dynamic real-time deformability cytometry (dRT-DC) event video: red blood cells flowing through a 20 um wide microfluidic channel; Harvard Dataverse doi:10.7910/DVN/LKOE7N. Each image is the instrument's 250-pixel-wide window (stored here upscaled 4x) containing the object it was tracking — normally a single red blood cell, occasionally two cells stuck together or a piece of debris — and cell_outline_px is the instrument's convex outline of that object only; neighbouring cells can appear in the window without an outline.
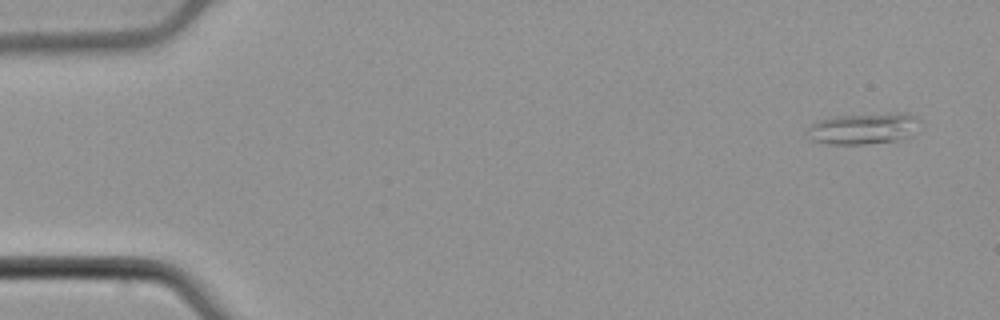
{"species": "common noctule bat (a hibernating species)", "species_latin": "Nyctalus noctula", "temperature_condition": "cold", "stored_images_in_passage": 11, "camera_frame_rate_fps": 3000, "um_per_image_px": 0.085, "animal": {"sex": "male", "body_mass_g": 21.5, "forearm_length_mm": 52.0}, "frame": {"image": 1, "passage_image": 1, "time_ms": 0.0, "image_size_px": [1000, 320], "cell_outline_px": [[920, 132], [912, 136], [896, 140], [868, 144], [828, 144], [808, 140], [808, 128], [812, 124], [820, 120], [836, 116], [900, 112], [904, 112], [920, 120]], "centroid_in_image_um": [73.46, 10.93], "position_along_channel_um": 11.5, "area_um2": 20.87}}